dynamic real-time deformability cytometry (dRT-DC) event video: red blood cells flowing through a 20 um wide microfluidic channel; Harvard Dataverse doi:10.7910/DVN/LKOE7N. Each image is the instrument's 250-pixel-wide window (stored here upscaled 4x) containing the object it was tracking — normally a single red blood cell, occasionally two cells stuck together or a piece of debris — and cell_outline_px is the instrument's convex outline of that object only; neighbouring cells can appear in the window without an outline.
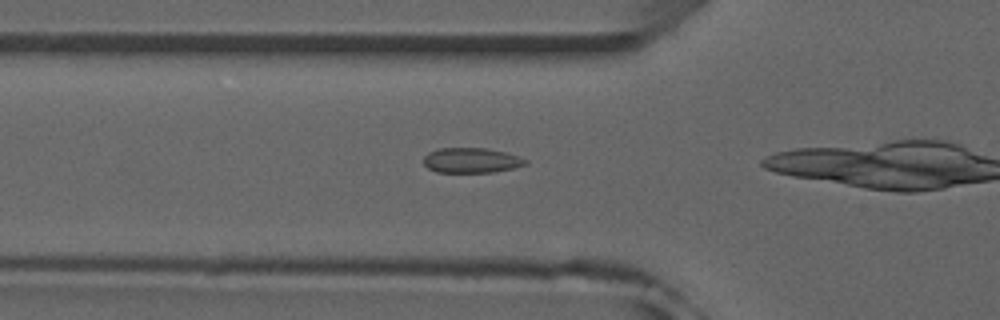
{"species": "common noctule bat (a hibernating species)", "species_latin": "Nyctalus noctula", "temperature_condition": "room temperature", "stored_images_in_passage": 9, "camera_frame_rate_fps": 3000, "um_per_image_px": 0.085, "animal": {"sex": "male", "forearm_length_mm": 52.5}, "frame": {"image": 1, "passage_image": 2, "time_ms": 0.333, "image_size_px": [1000, 320], "cell_outline_px": [[528, 164], [512, 168], [492, 172], [436, 172], [428, 168], [424, 164], [424, 156], [428, 152], [440, 148], [488, 148], [504, 152], [528, 160]], "centroid_in_image_um": [40.04, 13.63], "position_along_channel_um": 85.8, "area_um2": 14.8}}